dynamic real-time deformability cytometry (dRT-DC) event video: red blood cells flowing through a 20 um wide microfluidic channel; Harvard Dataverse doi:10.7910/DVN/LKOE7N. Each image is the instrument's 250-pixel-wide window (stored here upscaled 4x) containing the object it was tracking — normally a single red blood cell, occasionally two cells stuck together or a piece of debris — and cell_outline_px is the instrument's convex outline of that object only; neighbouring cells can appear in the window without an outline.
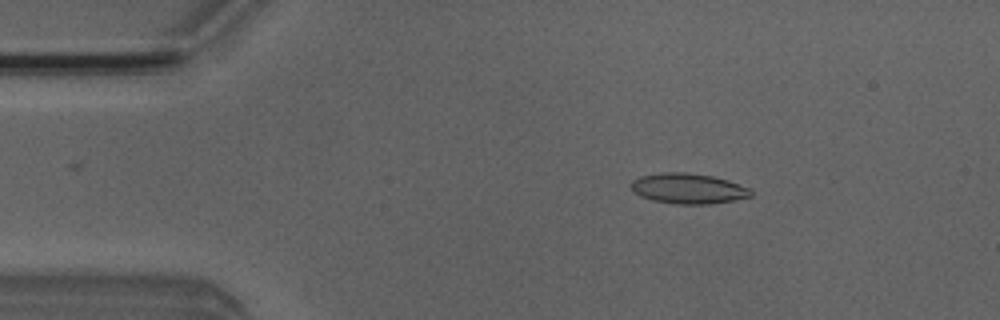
{"species": "Egyptian fruit bat (a non-hibernating species)", "species_latin": "Rousettus aegyptiacus", "temperature_condition": "room temperature", "stored_images_in_passage": 43, "camera_frame_rate_fps": 3000, "um_per_image_px": 0.085, "animal": {"sex": "male"}, "frame": {"image": 1, "passage_image": 7, "time_ms": 2.0, "image_size_px": [1000, 320], "cell_outline_px": [[752, 196], [732, 200], [708, 204], [676, 204], [652, 200], [640, 196], [632, 192], [628, 184], [632, 180], [640, 176], [664, 172], [684, 172], [712, 176], [728, 180], [752, 188]], "centroid_in_image_um": [58.46, 16.02], "position_along_channel_um": 26.5, "area_um2": 21.39}}
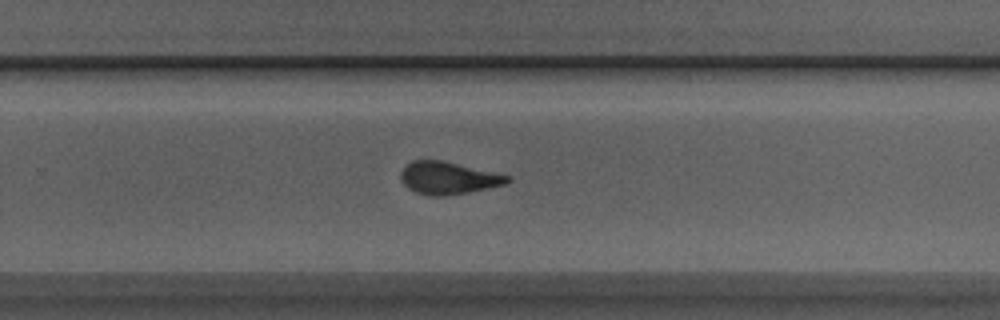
{"frame": {"image": 2, "passage_image": 31, "time_ms": 10.0, "image_size_px": [1000, 320], "cell_outline_px": [[512, 180], [504, 184], [488, 188], [468, 192], [444, 196], [432, 196], [416, 192], [408, 188], [400, 180], [400, 172], [404, 164], [412, 160], [440, 160], [512, 176]], "centroid_in_image_um": [38.06, 15.12], "position_along_channel_um": 291.7, "area_um2": 20.17}}
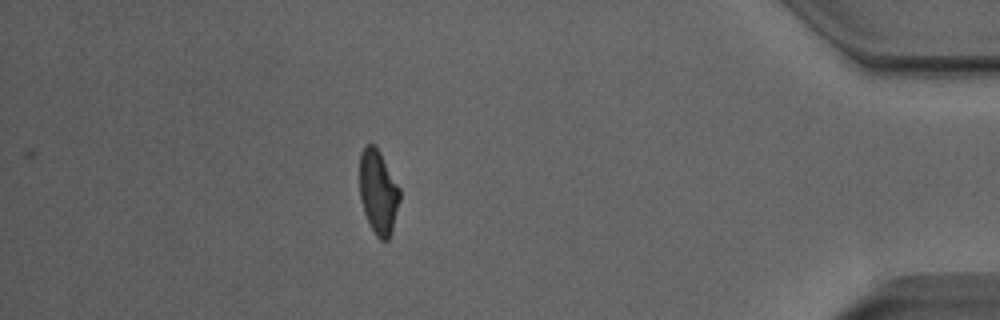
{"frame": {"image": 3, "passage_image": 43, "time_ms": 14.0, "image_size_px": [1000, 320], "cell_outline_px": [[400, 200], [392, 232], [388, 240], [380, 240], [376, 236], [364, 212], [360, 200], [360, 152], [364, 144], [372, 144], [380, 152], [400, 188]], "centroid_in_image_um": [32.15, 16.32], "position_along_channel_um": 403.0, "area_um2": 19.71}, "authors_computed_cell_mechanics": {"area_um2": 20.519, "velocity_mm_per_s": 4.031, "shape_relaxation_time_tau1_ms": 8.5381, "shape_relaxation_time_tau2_ms": 1.4648, "deformation_change_tau1": 0.2766, "deformation_change_tau2": 0.084}}